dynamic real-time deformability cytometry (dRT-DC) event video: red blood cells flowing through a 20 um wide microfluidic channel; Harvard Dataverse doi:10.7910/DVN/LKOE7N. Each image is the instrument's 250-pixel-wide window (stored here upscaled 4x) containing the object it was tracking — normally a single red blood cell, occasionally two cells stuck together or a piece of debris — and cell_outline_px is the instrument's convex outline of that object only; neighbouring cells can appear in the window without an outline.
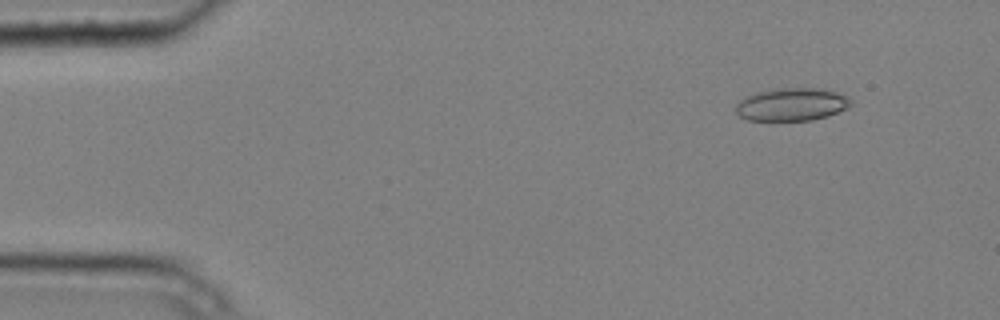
{"species": "common noctule bat (a hibernating species)", "species_latin": "Nyctalus noctula", "temperature_condition": "cold", "stored_images_in_passage": 5, "camera_frame_rate_fps": 3000, "um_per_image_px": 0.085, "animal": {"sex": "male", "body_mass_g": 20.4}, "frame": {"image": 1, "passage_image": 2, "time_ms": 0.333, "image_size_px": [1000, 320], "cell_outline_px": [[852, 104], [848, 108], [828, 116], [812, 120], [748, 120], [740, 116], [736, 112], [736, 104], [740, 100], [748, 96], [760, 92], [776, 88], [824, 88], [848, 96], [852, 100]], "centroid_in_image_um": [67.35, 8.87], "position_along_channel_um": 17.6, "area_um2": 22.02}}